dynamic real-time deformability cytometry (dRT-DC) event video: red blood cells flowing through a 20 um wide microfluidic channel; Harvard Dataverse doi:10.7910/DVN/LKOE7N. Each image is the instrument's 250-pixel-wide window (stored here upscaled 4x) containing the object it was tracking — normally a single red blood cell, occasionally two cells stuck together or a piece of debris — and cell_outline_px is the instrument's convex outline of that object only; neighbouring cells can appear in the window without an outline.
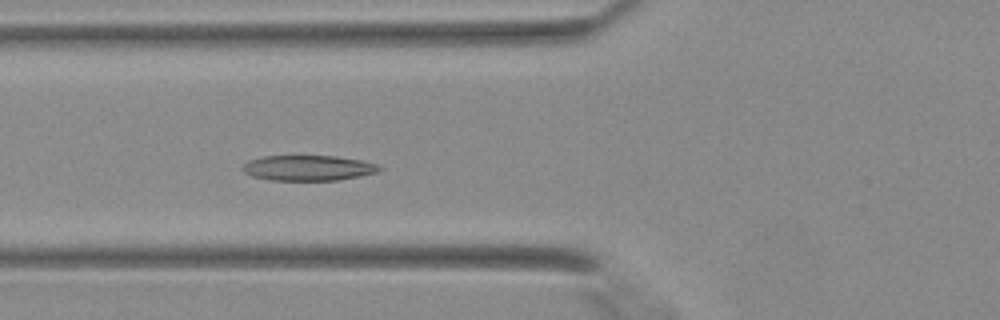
{"species": "Egyptian fruit bat (a non-hibernating species)", "species_latin": "Rousettus aegyptiacus", "temperature_condition": "warm", "stored_images_in_passage": 40, "camera_frame_rate_fps": 3000, "um_per_image_px": 0.085, "animal": {"sex": "female"}, "frame": {"image": 1, "passage_image": 14, "time_ms": 4.333, "image_size_px": [1000, 320], "cell_outline_px": [[384, 168], [376, 172], [360, 176], [336, 180], [272, 180], [252, 176], [244, 172], [240, 168], [248, 160], [264, 156], [336, 156], [360, 160], [376, 164]], "centroid_in_image_um": [26.17, 14.27], "position_along_channel_um": 99.6, "area_um2": 20.11}}
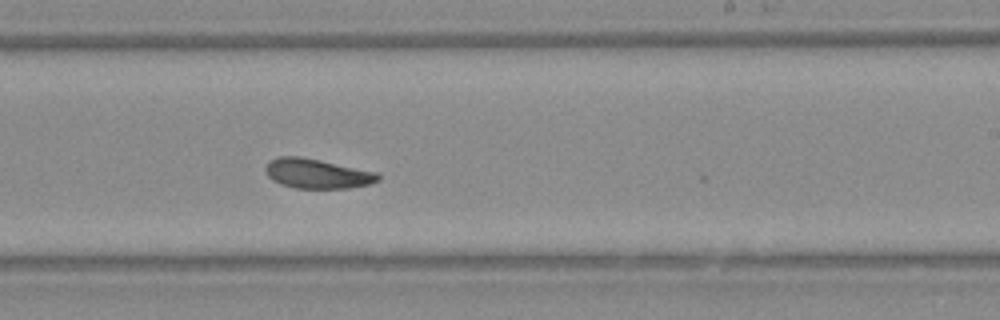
{"frame": {"image": 2, "passage_image": 24, "time_ms": 7.667, "image_size_px": [1000, 320], "cell_outline_px": [[380, 180], [368, 184], [348, 188], [296, 188], [280, 184], [272, 180], [268, 176], [264, 168], [268, 160], [276, 156], [300, 156], [376, 172], [380, 176]], "centroid_in_image_um": [26.89, 14.75], "position_along_channel_um": 262.1, "area_um2": 19.42}}
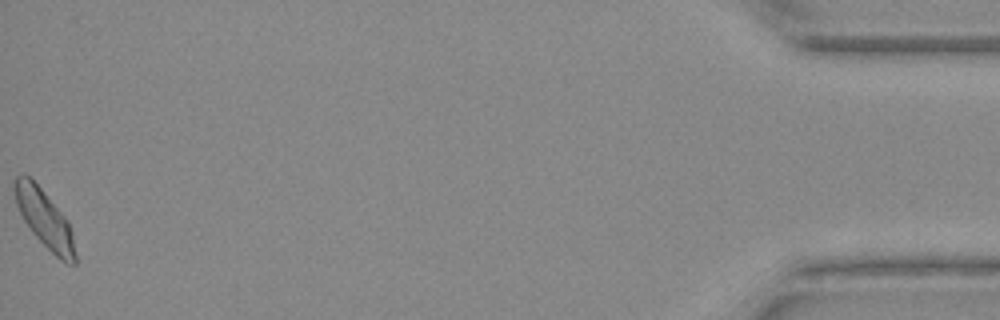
{"frame": {"image": 3, "passage_image": 40, "time_ms": 13.0, "image_size_px": [1000, 320], "cell_outline_px": [[76, 264], [68, 264], [60, 260], [32, 232], [24, 220], [16, 204], [12, 184], [16, 176], [20, 172], [24, 172], [40, 188], [68, 220], [72, 232], [76, 256]], "centroid_in_image_um": [3.77, 18.58], "position_along_channel_um": 431.4, "area_um2": 20.23}}